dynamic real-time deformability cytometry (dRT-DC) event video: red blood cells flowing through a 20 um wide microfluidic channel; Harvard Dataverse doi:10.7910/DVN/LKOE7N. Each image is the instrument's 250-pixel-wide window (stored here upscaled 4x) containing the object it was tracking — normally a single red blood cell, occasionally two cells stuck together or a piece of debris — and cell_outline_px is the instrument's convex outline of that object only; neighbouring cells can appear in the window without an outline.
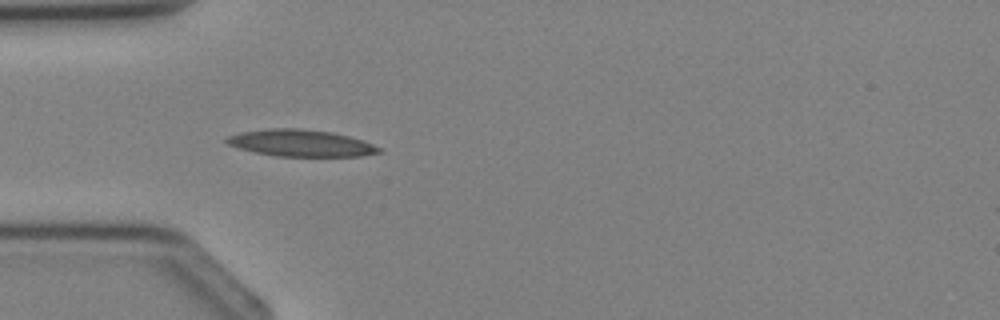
{"species": "Egyptian fruit bat (a non-hibernating species)", "species_latin": "Rousettus aegyptiacus", "temperature_condition": "cold", "stored_images_in_passage": 3, "camera_frame_rate_fps": 3000, "um_per_image_px": 0.085, "animal": {"sex": "female"}, "frame": {"image": 1, "passage_image": 3, "time_ms": 3.0, "image_size_px": [1000, 320], "cell_outline_px": [[384, 152], [360, 156], [276, 156], [256, 152], [240, 148], [228, 144], [224, 140], [228, 136], [240, 132], [268, 128], [300, 128], [332, 132], [348, 136], [372, 144], [380, 148]], "centroid_in_image_um": [25.56, 12.16], "position_along_channel_um": 59.4, "area_um2": 23.64}}